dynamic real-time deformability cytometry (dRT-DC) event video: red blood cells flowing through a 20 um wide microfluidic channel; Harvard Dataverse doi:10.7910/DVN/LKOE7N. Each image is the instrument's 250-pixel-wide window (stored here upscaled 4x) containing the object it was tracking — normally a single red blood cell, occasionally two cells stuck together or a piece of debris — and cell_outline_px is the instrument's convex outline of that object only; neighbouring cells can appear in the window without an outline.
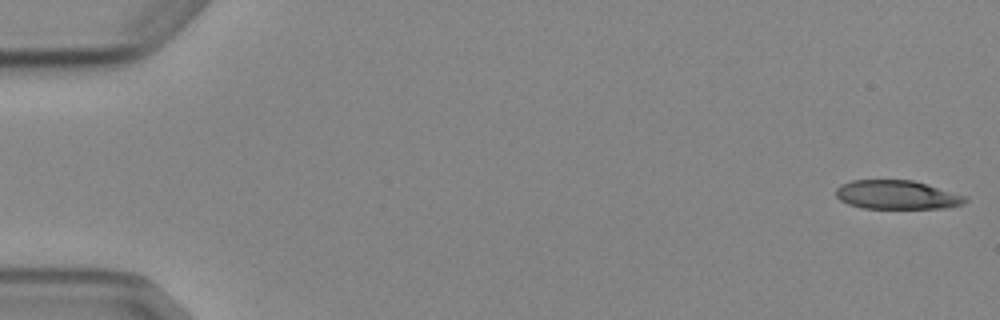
{"species": "Egyptian fruit bat (a non-hibernating species)", "species_latin": "Rousettus aegyptiacus", "temperature_condition": "cold", "stored_images_in_passage": 6, "camera_frame_rate_fps": 3000, "um_per_image_px": 0.085, "animal": {"sex": "female"}, "frame": {"image": 1, "passage_image": 1, "time_ms": 0.0, "image_size_px": [1000, 320], "cell_outline_px": [[968, 200], [964, 204], [948, 208], [860, 208], [848, 204], [840, 200], [836, 196], [836, 188], [840, 184], [852, 180], [912, 180], [968, 196]], "centroid_in_image_um": [76.25, 16.56], "position_along_channel_um": 8.8, "area_um2": 21.91}}